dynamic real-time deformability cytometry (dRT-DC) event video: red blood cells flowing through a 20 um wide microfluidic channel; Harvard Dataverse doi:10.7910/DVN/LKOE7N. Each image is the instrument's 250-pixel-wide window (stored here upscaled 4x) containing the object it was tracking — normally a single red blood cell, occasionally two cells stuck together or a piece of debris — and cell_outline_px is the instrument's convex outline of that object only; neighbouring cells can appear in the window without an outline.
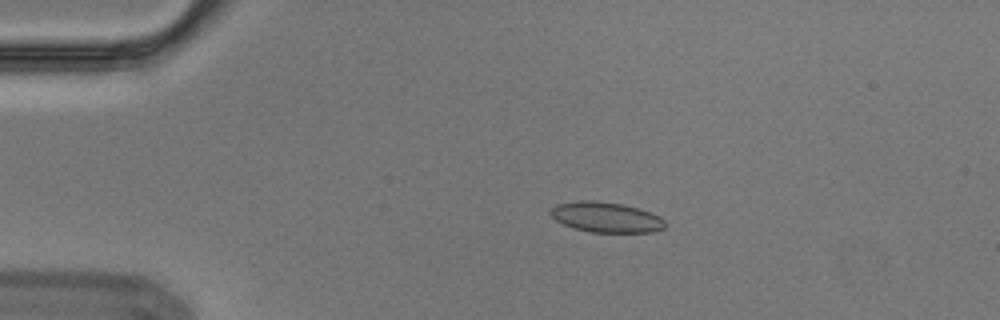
{"species": "Egyptian fruit bat (a non-hibernating species)", "species_latin": "Rousettus aegyptiacus", "temperature_condition": "cold", "stored_images_in_passage": 7, "camera_frame_rate_fps": 3000, "um_per_image_px": 0.085, "animal": {"sex": "male"}, "frame": {"image": 1, "passage_image": 4, "time_ms": 1.0, "image_size_px": [1000, 320], "cell_outline_px": [[668, 224], [664, 228], [652, 232], [592, 232], [576, 228], [564, 224], [556, 220], [548, 212], [556, 204], [576, 200], [596, 200], [624, 204], [640, 208], [660, 216]], "centroid_in_image_um": [51.54, 18.44], "position_along_channel_um": 33.5, "area_um2": 20.4}}
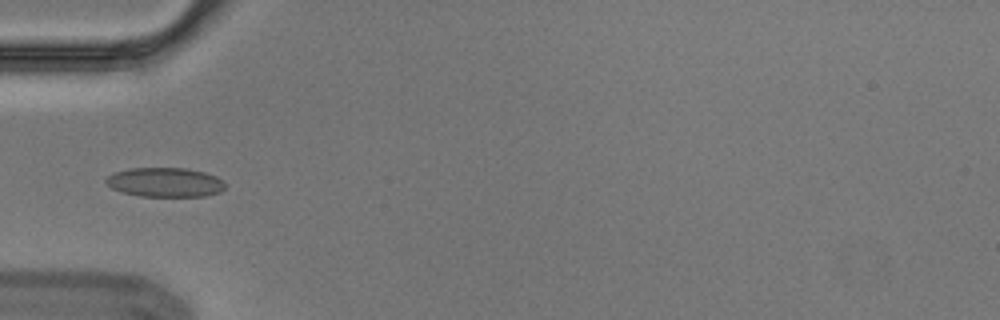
{"frame": {"image": 2, "passage_image": 5, "time_ms": 1.333, "image_size_px": [1000, 320], "cell_outline_px": [[224, 188], [220, 192], [204, 196], [140, 196], [120, 192], [112, 188], [104, 180], [112, 172], [128, 168], [188, 168], [204, 172], [216, 176], [224, 184]], "centroid_in_image_um": [13.98, 15.49], "position_along_channel_um": 71.0, "area_um2": 20.4}}